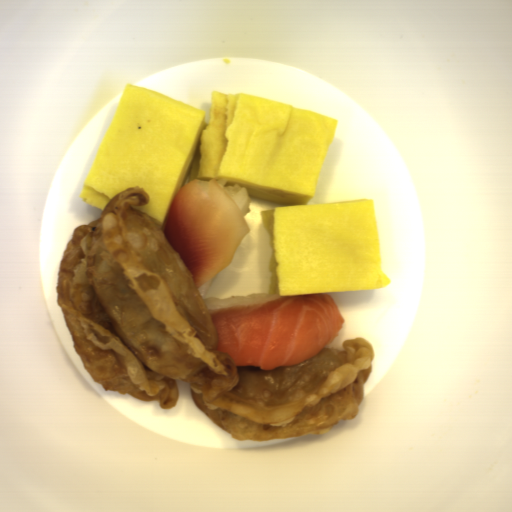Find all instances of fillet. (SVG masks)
<instances>
[{
	"mask_svg": "<svg viewBox=\"0 0 512 512\" xmlns=\"http://www.w3.org/2000/svg\"><path fill=\"white\" fill-rule=\"evenodd\" d=\"M209 314L218 333L216 351L237 366L261 372L321 353L344 323L338 305L325 292L284 295Z\"/></svg>",
	"mask_w": 512,
	"mask_h": 512,
	"instance_id": "obj_1",
	"label": "fillet"
},
{
	"mask_svg": "<svg viewBox=\"0 0 512 512\" xmlns=\"http://www.w3.org/2000/svg\"><path fill=\"white\" fill-rule=\"evenodd\" d=\"M162 231L199 290L231 263L250 227L222 183L205 178L176 189Z\"/></svg>",
	"mask_w": 512,
	"mask_h": 512,
	"instance_id": "obj_2",
	"label": "fillet"
}]
</instances>
